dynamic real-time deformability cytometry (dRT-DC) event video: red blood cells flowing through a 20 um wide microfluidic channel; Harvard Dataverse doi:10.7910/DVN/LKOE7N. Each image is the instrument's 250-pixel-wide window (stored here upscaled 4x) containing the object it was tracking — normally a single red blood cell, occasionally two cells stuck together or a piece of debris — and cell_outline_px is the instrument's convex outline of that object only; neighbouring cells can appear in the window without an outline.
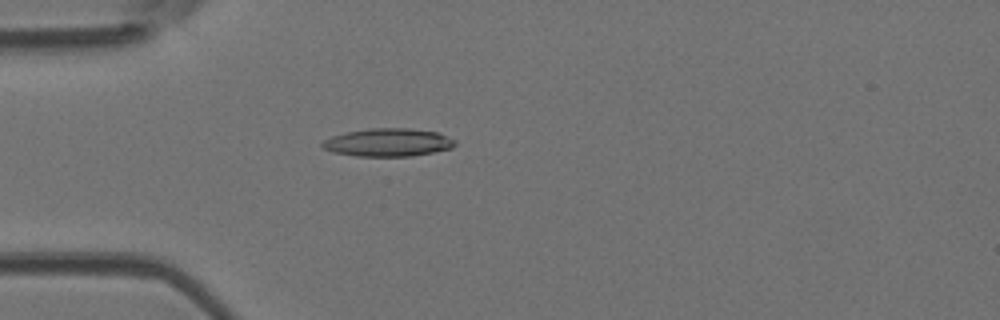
{"species": "Egyptian fruit bat (a non-hibernating species)", "species_latin": "Rousettus aegyptiacus", "temperature_condition": "room temperature", "stored_images_in_passage": 4, "camera_frame_rate_fps": 3000, "um_per_image_px": 0.085, "animal": {"sex": "female"}, "frame": {"image": 1, "passage_image": 4, "time_ms": 1.0, "image_size_px": [1000, 320], "cell_outline_px": [[456, 144], [452, 148], [412, 156], [356, 156], [332, 152], [324, 148], [320, 144], [324, 140], [332, 136], [348, 132], [368, 128], [408, 128], [436, 132], [456, 140]], "centroid_in_image_um": [32.98, 12.11], "position_along_channel_um": 52.0, "area_um2": 21.56}}